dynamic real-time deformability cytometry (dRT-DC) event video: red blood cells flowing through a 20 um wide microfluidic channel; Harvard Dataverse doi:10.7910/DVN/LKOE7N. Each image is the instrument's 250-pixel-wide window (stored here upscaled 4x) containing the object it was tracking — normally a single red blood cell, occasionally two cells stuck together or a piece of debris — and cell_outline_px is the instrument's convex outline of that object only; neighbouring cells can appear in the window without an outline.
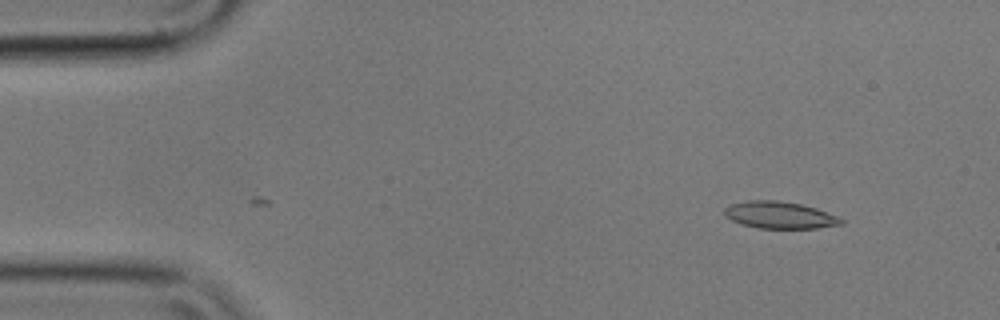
{"species": "common noctule bat (a hibernating species)", "species_latin": "Nyctalus noctula", "temperature_condition": "cold", "stored_images_in_passage": 52, "segment_of_instrument_passage": [1, 2], "camera_frame_rate_fps": 3000, "um_per_image_px": 0.085, "animal": {"sex": "male", "body_mass_g": 17.9}, "frame": {"image": 1, "passage_image": 1, "time_ms": 0.0, "image_size_px": [1000, 320], "cell_outline_px": [[844, 224], [816, 228], [756, 228], [740, 224], [724, 216], [724, 208], [728, 204], [748, 200], [776, 200], [800, 204], [816, 208], [836, 216], [844, 220]], "centroid_in_image_um": [66.22, 18.28], "position_along_channel_um": 18.8, "area_um2": 18.44}}
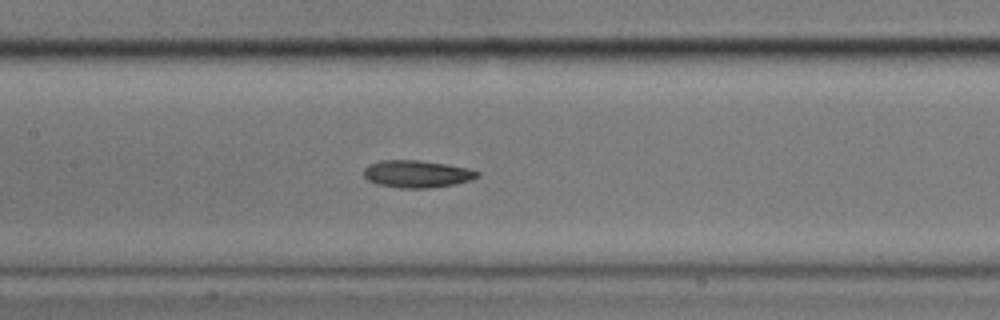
{"frame": {"image": 2, "passage_image": 21, "time_ms": 6.667, "image_size_px": [1000, 320], "cell_outline_px": [[480, 176], [472, 180], [456, 184], [428, 188], [400, 188], [376, 184], [368, 180], [364, 176], [364, 168], [368, 164], [380, 160], [420, 160], [468, 168], [480, 172]], "centroid_in_image_um": [35.44, 14.79], "position_along_channel_um": 172.0, "area_um2": 18.21}}
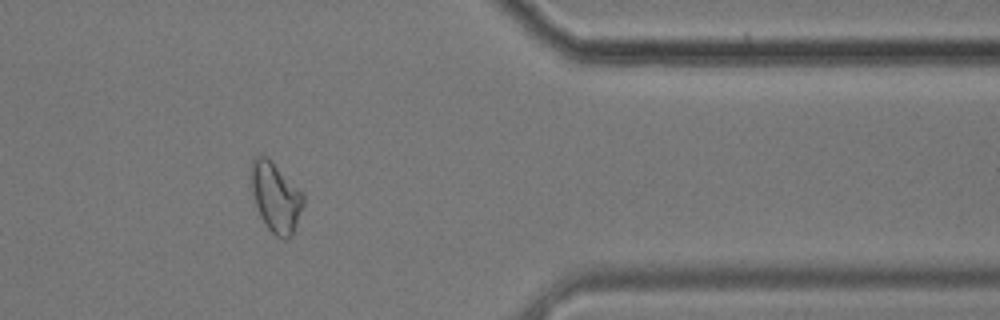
{"frame": {"image": 3, "passage_image": 41, "time_ms": 13.333, "image_size_px": [1000, 320], "cell_outline_px": [[304, 204], [292, 236], [284, 240], [276, 236], [268, 228], [260, 216], [252, 192], [252, 160], [256, 156], [268, 156], [304, 196]], "centroid_in_image_um": [23.44, 16.79], "position_along_channel_um": 388.0, "area_um2": 20.75}}